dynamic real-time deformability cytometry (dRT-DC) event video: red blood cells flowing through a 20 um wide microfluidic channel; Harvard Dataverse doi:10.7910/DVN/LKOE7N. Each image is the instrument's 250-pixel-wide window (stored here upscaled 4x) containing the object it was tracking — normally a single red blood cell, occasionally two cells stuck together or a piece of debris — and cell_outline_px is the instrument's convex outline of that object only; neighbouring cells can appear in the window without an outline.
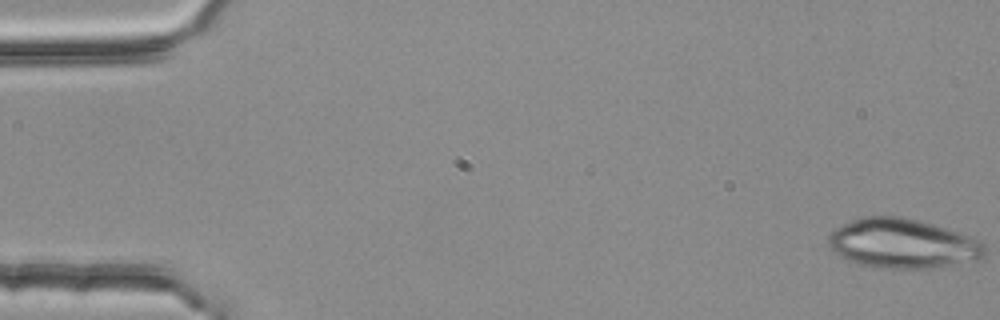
{"species": "common noctule bat (a hibernating species)", "species_latin": "Nyctalus noctula", "temperature_condition": "room temperature", "stored_images_in_passage": 5, "camera_frame_rate_fps": 3000, "um_per_image_px": 0.085, "animal": {"sex": "female", "body_mass_g": 25.1}, "frame": {"image": 1, "passage_image": 1, "time_ms": 0.0, "image_size_px": [1000, 320], "cell_outline_px": [[984, 256], [980, 260], [932, 268], [892, 268], [860, 264], [848, 260], [840, 256], [828, 244], [828, 236], [836, 228], [852, 220], [864, 216], [900, 216], [920, 220], [980, 240], [984, 244]], "centroid_in_image_um": [76.74, 20.7], "position_along_channel_um": 8.3, "area_um2": 44.68}}